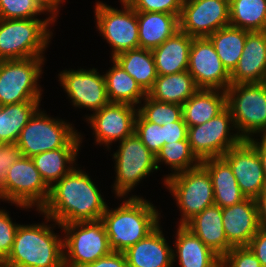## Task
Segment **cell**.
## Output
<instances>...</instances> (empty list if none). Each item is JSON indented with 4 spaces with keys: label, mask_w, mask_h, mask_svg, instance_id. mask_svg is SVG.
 Masks as SVG:
<instances>
[{
    "label": "cell",
    "mask_w": 266,
    "mask_h": 267,
    "mask_svg": "<svg viewBox=\"0 0 266 267\" xmlns=\"http://www.w3.org/2000/svg\"><path fill=\"white\" fill-rule=\"evenodd\" d=\"M187 139L192 153L200 162L222 157L243 140L236 131L228 107L206 123L188 127Z\"/></svg>",
    "instance_id": "13"
},
{
    "label": "cell",
    "mask_w": 266,
    "mask_h": 267,
    "mask_svg": "<svg viewBox=\"0 0 266 267\" xmlns=\"http://www.w3.org/2000/svg\"><path fill=\"white\" fill-rule=\"evenodd\" d=\"M40 106L41 102L0 106V144L16 143L22 129Z\"/></svg>",
    "instance_id": "33"
},
{
    "label": "cell",
    "mask_w": 266,
    "mask_h": 267,
    "mask_svg": "<svg viewBox=\"0 0 266 267\" xmlns=\"http://www.w3.org/2000/svg\"><path fill=\"white\" fill-rule=\"evenodd\" d=\"M260 261L262 267H266V230L259 229L247 245Z\"/></svg>",
    "instance_id": "44"
},
{
    "label": "cell",
    "mask_w": 266,
    "mask_h": 267,
    "mask_svg": "<svg viewBox=\"0 0 266 267\" xmlns=\"http://www.w3.org/2000/svg\"><path fill=\"white\" fill-rule=\"evenodd\" d=\"M187 71L200 89L226 91L231 84L230 73L208 37H193Z\"/></svg>",
    "instance_id": "17"
},
{
    "label": "cell",
    "mask_w": 266,
    "mask_h": 267,
    "mask_svg": "<svg viewBox=\"0 0 266 267\" xmlns=\"http://www.w3.org/2000/svg\"><path fill=\"white\" fill-rule=\"evenodd\" d=\"M134 133L140 138L141 142L155 155L164 146L163 125L146 121L139 113L135 119Z\"/></svg>",
    "instance_id": "38"
},
{
    "label": "cell",
    "mask_w": 266,
    "mask_h": 267,
    "mask_svg": "<svg viewBox=\"0 0 266 267\" xmlns=\"http://www.w3.org/2000/svg\"><path fill=\"white\" fill-rule=\"evenodd\" d=\"M226 95L239 136H266V82L230 84Z\"/></svg>",
    "instance_id": "6"
},
{
    "label": "cell",
    "mask_w": 266,
    "mask_h": 267,
    "mask_svg": "<svg viewBox=\"0 0 266 267\" xmlns=\"http://www.w3.org/2000/svg\"><path fill=\"white\" fill-rule=\"evenodd\" d=\"M45 57L0 61V106L41 102Z\"/></svg>",
    "instance_id": "9"
},
{
    "label": "cell",
    "mask_w": 266,
    "mask_h": 267,
    "mask_svg": "<svg viewBox=\"0 0 266 267\" xmlns=\"http://www.w3.org/2000/svg\"><path fill=\"white\" fill-rule=\"evenodd\" d=\"M39 108L24 126L16 141L22 156L32 158L40 153L58 148L82 147L83 134L73 122L51 117Z\"/></svg>",
    "instance_id": "5"
},
{
    "label": "cell",
    "mask_w": 266,
    "mask_h": 267,
    "mask_svg": "<svg viewBox=\"0 0 266 267\" xmlns=\"http://www.w3.org/2000/svg\"><path fill=\"white\" fill-rule=\"evenodd\" d=\"M80 150V148H58L35 155L31 159L45 183L51 188L79 165L76 162Z\"/></svg>",
    "instance_id": "29"
},
{
    "label": "cell",
    "mask_w": 266,
    "mask_h": 267,
    "mask_svg": "<svg viewBox=\"0 0 266 267\" xmlns=\"http://www.w3.org/2000/svg\"><path fill=\"white\" fill-rule=\"evenodd\" d=\"M260 228L266 230V188L255 198Z\"/></svg>",
    "instance_id": "48"
},
{
    "label": "cell",
    "mask_w": 266,
    "mask_h": 267,
    "mask_svg": "<svg viewBox=\"0 0 266 267\" xmlns=\"http://www.w3.org/2000/svg\"><path fill=\"white\" fill-rule=\"evenodd\" d=\"M45 13L35 0H0V19H38Z\"/></svg>",
    "instance_id": "37"
},
{
    "label": "cell",
    "mask_w": 266,
    "mask_h": 267,
    "mask_svg": "<svg viewBox=\"0 0 266 267\" xmlns=\"http://www.w3.org/2000/svg\"><path fill=\"white\" fill-rule=\"evenodd\" d=\"M22 156L16 143L0 144V183L9 170V167Z\"/></svg>",
    "instance_id": "42"
},
{
    "label": "cell",
    "mask_w": 266,
    "mask_h": 267,
    "mask_svg": "<svg viewBox=\"0 0 266 267\" xmlns=\"http://www.w3.org/2000/svg\"><path fill=\"white\" fill-rule=\"evenodd\" d=\"M248 32L229 25L208 36L223 66L229 73L234 70L242 56Z\"/></svg>",
    "instance_id": "32"
},
{
    "label": "cell",
    "mask_w": 266,
    "mask_h": 267,
    "mask_svg": "<svg viewBox=\"0 0 266 267\" xmlns=\"http://www.w3.org/2000/svg\"><path fill=\"white\" fill-rule=\"evenodd\" d=\"M138 113L146 120L159 126L164 123L179 121L182 116V105L166 103L149 98L147 95L139 104Z\"/></svg>",
    "instance_id": "36"
},
{
    "label": "cell",
    "mask_w": 266,
    "mask_h": 267,
    "mask_svg": "<svg viewBox=\"0 0 266 267\" xmlns=\"http://www.w3.org/2000/svg\"><path fill=\"white\" fill-rule=\"evenodd\" d=\"M221 267H262L248 246L232 247L222 258Z\"/></svg>",
    "instance_id": "41"
},
{
    "label": "cell",
    "mask_w": 266,
    "mask_h": 267,
    "mask_svg": "<svg viewBox=\"0 0 266 267\" xmlns=\"http://www.w3.org/2000/svg\"><path fill=\"white\" fill-rule=\"evenodd\" d=\"M19 223L13 222L7 209L0 208V261L4 262L14 243V237Z\"/></svg>",
    "instance_id": "39"
},
{
    "label": "cell",
    "mask_w": 266,
    "mask_h": 267,
    "mask_svg": "<svg viewBox=\"0 0 266 267\" xmlns=\"http://www.w3.org/2000/svg\"><path fill=\"white\" fill-rule=\"evenodd\" d=\"M119 206L107 207L102 215L112 251L124 252L145 238L161 223V213L143 196L117 197Z\"/></svg>",
    "instance_id": "3"
},
{
    "label": "cell",
    "mask_w": 266,
    "mask_h": 267,
    "mask_svg": "<svg viewBox=\"0 0 266 267\" xmlns=\"http://www.w3.org/2000/svg\"><path fill=\"white\" fill-rule=\"evenodd\" d=\"M192 40V36L179 30L160 46L153 49L157 75L187 71Z\"/></svg>",
    "instance_id": "24"
},
{
    "label": "cell",
    "mask_w": 266,
    "mask_h": 267,
    "mask_svg": "<svg viewBox=\"0 0 266 267\" xmlns=\"http://www.w3.org/2000/svg\"><path fill=\"white\" fill-rule=\"evenodd\" d=\"M39 213L44 222L20 224L17 228L4 267H65L63 235L54 232L60 225L40 210ZM50 222L53 224L48 225Z\"/></svg>",
    "instance_id": "2"
},
{
    "label": "cell",
    "mask_w": 266,
    "mask_h": 267,
    "mask_svg": "<svg viewBox=\"0 0 266 267\" xmlns=\"http://www.w3.org/2000/svg\"><path fill=\"white\" fill-rule=\"evenodd\" d=\"M118 1H120V3H127L129 0H118Z\"/></svg>",
    "instance_id": "50"
},
{
    "label": "cell",
    "mask_w": 266,
    "mask_h": 267,
    "mask_svg": "<svg viewBox=\"0 0 266 267\" xmlns=\"http://www.w3.org/2000/svg\"><path fill=\"white\" fill-rule=\"evenodd\" d=\"M222 222L227 241L233 246H247L260 229L255 199L222 208Z\"/></svg>",
    "instance_id": "19"
},
{
    "label": "cell",
    "mask_w": 266,
    "mask_h": 267,
    "mask_svg": "<svg viewBox=\"0 0 266 267\" xmlns=\"http://www.w3.org/2000/svg\"><path fill=\"white\" fill-rule=\"evenodd\" d=\"M112 59L134 78L147 94L158 76L152 51L139 47L124 51Z\"/></svg>",
    "instance_id": "31"
},
{
    "label": "cell",
    "mask_w": 266,
    "mask_h": 267,
    "mask_svg": "<svg viewBox=\"0 0 266 267\" xmlns=\"http://www.w3.org/2000/svg\"><path fill=\"white\" fill-rule=\"evenodd\" d=\"M248 141L255 147L261 161L264 177L266 180V136L251 138Z\"/></svg>",
    "instance_id": "47"
},
{
    "label": "cell",
    "mask_w": 266,
    "mask_h": 267,
    "mask_svg": "<svg viewBox=\"0 0 266 267\" xmlns=\"http://www.w3.org/2000/svg\"><path fill=\"white\" fill-rule=\"evenodd\" d=\"M194 235L222 258L233 246L227 241L222 222V208L211 205L195 215L185 225Z\"/></svg>",
    "instance_id": "23"
},
{
    "label": "cell",
    "mask_w": 266,
    "mask_h": 267,
    "mask_svg": "<svg viewBox=\"0 0 266 267\" xmlns=\"http://www.w3.org/2000/svg\"><path fill=\"white\" fill-rule=\"evenodd\" d=\"M39 6L50 16L53 20L57 22L59 16L61 4L63 5L66 0H35Z\"/></svg>",
    "instance_id": "46"
},
{
    "label": "cell",
    "mask_w": 266,
    "mask_h": 267,
    "mask_svg": "<svg viewBox=\"0 0 266 267\" xmlns=\"http://www.w3.org/2000/svg\"><path fill=\"white\" fill-rule=\"evenodd\" d=\"M50 187L45 183L30 157L21 156L0 183V201L22 210H41L47 203Z\"/></svg>",
    "instance_id": "8"
},
{
    "label": "cell",
    "mask_w": 266,
    "mask_h": 267,
    "mask_svg": "<svg viewBox=\"0 0 266 267\" xmlns=\"http://www.w3.org/2000/svg\"><path fill=\"white\" fill-rule=\"evenodd\" d=\"M164 186L179 208L181 217L178 225H185L195 215L214 204L211 176L201 164L165 179Z\"/></svg>",
    "instance_id": "11"
},
{
    "label": "cell",
    "mask_w": 266,
    "mask_h": 267,
    "mask_svg": "<svg viewBox=\"0 0 266 267\" xmlns=\"http://www.w3.org/2000/svg\"><path fill=\"white\" fill-rule=\"evenodd\" d=\"M172 257L180 267H221V258L184 225L176 227ZM178 261V262H177Z\"/></svg>",
    "instance_id": "22"
},
{
    "label": "cell",
    "mask_w": 266,
    "mask_h": 267,
    "mask_svg": "<svg viewBox=\"0 0 266 267\" xmlns=\"http://www.w3.org/2000/svg\"><path fill=\"white\" fill-rule=\"evenodd\" d=\"M88 172L75 166L50 188L40 210L59 225L101 220L108 204Z\"/></svg>",
    "instance_id": "1"
},
{
    "label": "cell",
    "mask_w": 266,
    "mask_h": 267,
    "mask_svg": "<svg viewBox=\"0 0 266 267\" xmlns=\"http://www.w3.org/2000/svg\"><path fill=\"white\" fill-rule=\"evenodd\" d=\"M199 89L191 74L183 71L176 74L158 75L146 95L157 101L183 105Z\"/></svg>",
    "instance_id": "28"
},
{
    "label": "cell",
    "mask_w": 266,
    "mask_h": 267,
    "mask_svg": "<svg viewBox=\"0 0 266 267\" xmlns=\"http://www.w3.org/2000/svg\"><path fill=\"white\" fill-rule=\"evenodd\" d=\"M229 25V0H193L182 5L179 30L189 36L208 37Z\"/></svg>",
    "instance_id": "16"
},
{
    "label": "cell",
    "mask_w": 266,
    "mask_h": 267,
    "mask_svg": "<svg viewBox=\"0 0 266 267\" xmlns=\"http://www.w3.org/2000/svg\"><path fill=\"white\" fill-rule=\"evenodd\" d=\"M162 230L159 224L145 238L123 252L127 267H173V248Z\"/></svg>",
    "instance_id": "21"
},
{
    "label": "cell",
    "mask_w": 266,
    "mask_h": 267,
    "mask_svg": "<svg viewBox=\"0 0 266 267\" xmlns=\"http://www.w3.org/2000/svg\"><path fill=\"white\" fill-rule=\"evenodd\" d=\"M56 23L44 19H0V61L45 57Z\"/></svg>",
    "instance_id": "4"
},
{
    "label": "cell",
    "mask_w": 266,
    "mask_h": 267,
    "mask_svg": "<svg viewBox=\"0 0 266 267\" xmlns=\"http://www.w3.org/2000/svg\"><path fill=\"white\" fill-rule=\"evenodd\" d=\"M181 1H182V3H188V2H191L193 0H181Z\"/></svg>",
    "instance_id": "49"
},
{
    "label": "cell",
    "mask_w": 266,
    "mask_h": 267,
    "mask_svg": "<svg viewBox=\"0 0 266 267\" xmlns=\"http://www.w3.org/2000/svg\"><path fill=\"white\" fill-rule=\"evenodd\" d=\"M188 126L183 120V117L176 122L164 123L163 125V140L164 144L173 143L181 140H188Z\"/></svg>",
    "instance_id": "43"
},
{
    "label": "cell",
    "mask_w": 266,
    "mask_h": 267,
    "mask_svg": "<svg viewBox=\"0 0 266 267\" xmlns=\"http://www.w3.org/2000/svg\"><path fill=\"white\" fill-rule=\"evenodd\" d=\"M83 267H127V262L124 253L112 251L110 254Z\"/></svg>",
    "instance_id": "45"
},
{
    "label": "cell",
    "mask_w": 266,
    "mask_h": 267,
    "mask_svg": "<svg viewBox=\"0 0 266 267\" xmlns=\"http://www.w3.org/2000/svg\"><path fill=\"white\" fill-rule=\"evenodd\" d=\"M222 158L229 164L246 198L255 199L265 188L266 180L261 161L255 147L242 140L230 148Z\"/></svg>",
    "instance_id": "18"
},
{
    "label": "cell",
    "mask_w": 266,
    "mask_h": 267,
    "mask_svg": "<svg viewBox=\"0 0 266 267\" xmlns=\"http://www.w3.org/2000/svg\"><path fill=\"white\" fill-rule=\"evenodd\" d=\"M58 79L75 109L90 110L93 113L110 103L104 75L97 68L65 69L58 73Z\"/></svg>",
    "instance_id": "14"
},
{
    "label": "cell",
    "mask_w": 266,
    "mask_h": 267,
    "mask_svg": "<svg viewBox=\"0 0 266 267\" xmlns=\"http://www.w3.org/2000/svg\"><path fill=\"white\" fill-rule=\"evenodd\" d=\"M179 16L160 12H137L139 47L153 50L179 31Z\"/></svg>",
    "instance_id": "26"
},
{
    "label": "cell",
    "mask_w": 266,
    "mask_h": 267,
    "mask_svg": "<svg viewBox=\"0 0 266 267\" xmlns=\"http://www.w3.org/2000/svg\"><path fill=\"white\" fill-rule=\"evenodd\" d=\"M113 64L103 74L110 103H127L138 107L146 93L114 59Z\"/></svg>",
    "instance_id": "30"
},
{
    "label": "cell",
    "mask_w": 266,
    "mask_h": 267,
    "mask_svg": "<svg viewBox=\"0 0 266 267\" xmlns=\"http://www.w3.org/2000/svg\"><path fill=\"white\" fill-rule=\"evenodd\" d=\"M63 234L64 266L83 267L112 252L101 220L60 225Z\"/></svg>",
    "instance_id": "10"
},
{
    "label": "cell",
    "mask_w": 266,
    "mask_h": 267,
    "mask_svg": "<svg viewBox=\"0 0 266 267\" xmlns=\"http://www.w3.org/2000/svg\"><path fill=\"white\" fill-rule=\"evenodd\" d=\"M121 5L118 9L97 1L93 7L96 29L111 47V59L124 51L139 48L137 11L128 3Z\"/></svg>",
    "instance_id": "12"
},
{
    "label": "cell",
    "mask_w": 266,
    "mask_h": 267,
    "mask_svg": "<svg viewBox=\"0 0 266 267\" xmlns=\"http://www.w3.org/2000/svg\"><path fill=\"white\" fill-rule=\"evenodd\" d=\"M227 107L226 91L199 89L182 105L183 120L188 127L206 123Z\"/></svg>",
    "instance_id": "27"
},
{
    "label": "cell",
    "mask_w": 266,
    "mask_h": 267,
    "mask_svg": "<svg viewBox=\"0 0 266 267\" xmlns=\"http://www.w3.org/2000/svg\"><path fill=\"white\" fill-rule=\"evenodd\" d=\"M230 26L266 31V0H229Z\"/></svg>",
    "instance_id": "34"
},
{
    "label": "cell",
    "mask_w": 266,
    "mask_h": 267,
    "mask_svg": "<svg viewBox=\"0 0 266 267\" xmlns=\"http://www.w3.org/2000/svg\"><path fill=\"white\" fill-rule=\"evenodd\" d=\"M136 106L127 103H109L100 110L84 116L94 135V143L108 152L113 142H121L135 130Z\"/></svg>",
    "instance_id": "15"
},
{
    "label": "cell",
    "mask_w": 266,
    "mask_h": 267,
    "mask_svg": "<svg viewBox=\"0 0 266 267\" xmlns=\"http://www.w3.org/2000/svg\"><path fill=\"white\" fill-rule=\"evenodd\" d=\"M169 166L171 173L163 175L161 179L163 186L165 179L193 168L198 167L201 162L192 153L188 140L176 141L173 143L164 144L161 150L156 155V166L160 170L161 164Z\"/></svg>",
    "instance_id": "35"
},
{
    "label": "cell",
    "mask_w": 266,
    "mask_h": 267,
    "mask_svg": "<svg viewBox=\"0 0 266 267\" xmlns=\"http://www.w3.org/2000/svg\"><path fill=\"white\" fill-rule=\"evenodd\" d=\"M201 165L211 176L215 205L221 208L230 207L246 198L239 188L231 167L222 157L203 160Z\"/></svg>",
    "instance_id": "25"
},
{
    "label": "cell",
    "mask_w": 266,
    "mask_h": 267,
    "mask_svg": "<svg viewBox=\"0 0 266 267\" xmlns=\"http://www.w3.org/2000/svg\"><path fill=\"white\" fill-rule=\"evenodd\" d=\"M231 84L266 82V31L248 32Z\"/></svg>",
    "instance_id": "20"
},
{
    "label": "cell",
    "mask_w": 266,
    "mask_h": 267,
    "mask_svg": "<svg viewBox=\"0 0 266 267\" xmlns=\"http://www.w3.org/2000/svg\"><path fill=\"white\" fill-rule=\"evenodd\" d=\"M0 267H4V263L0 261Z\"/></svg>",
    "instance_id": "51"
},
{
    "label": "cell",
    "mask_w": 266,
    "mask_h": 267,
    "mask_svg": "<svg viewBox=\"0 0 266 267\" xmlns=\"http://www.w3.org/2000/svg\"><path fill=\"white\" fill-rule=\"evenodd\" d=\"M118 150L111 154L115 179L111 186L115 197H140L130 194L143 179L157 171L156 155L133 133L119 142ZM132 191V192H131Z\"/></svg>",
    "instance_id": "7"
},
{
    "label": "cell",
    "mask_w": 266,
    "mask_h": 267,
    "mask_svg": "<svg viewBox=\"0 0 266 267\" xmlns=\"http://www.w3.org/2000/svg\"><path fill=\"white\" fill-rule=\"evenodd\" d=\"M137 12H160L180 15L181 0H129L127 2Z\"/></svg>",
    "instance_id": "40"
}]
</instances>
